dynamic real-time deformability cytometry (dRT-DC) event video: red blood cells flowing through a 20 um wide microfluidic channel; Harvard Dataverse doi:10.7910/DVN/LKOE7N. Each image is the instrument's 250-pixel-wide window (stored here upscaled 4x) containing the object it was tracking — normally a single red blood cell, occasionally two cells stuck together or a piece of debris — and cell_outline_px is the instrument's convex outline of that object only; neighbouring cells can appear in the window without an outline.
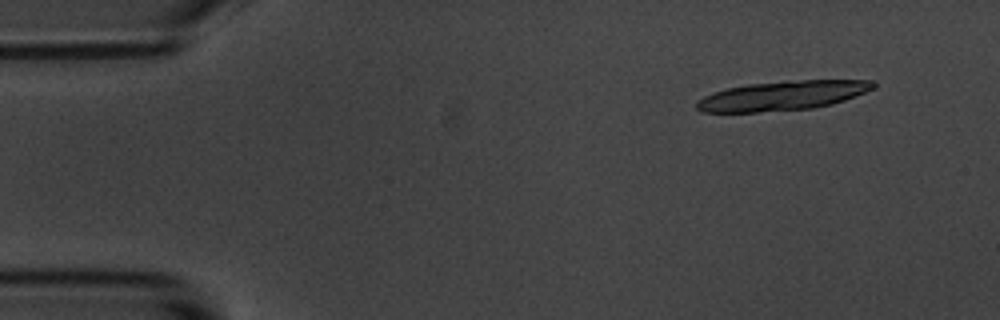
{"species": "common noctule bat (a hibernating species)", "species_latin": "Nyctalus noctula", "temperature_condition": "room temperature", "stored_images_in_passage": 6, "camera_frame_rate_fps": 3000, "um_per_image_px": 0.085, "animal": {"sex": "male", "body_mass_g": 20.1, "forearm_length_mm": 53.5}, "frame": {"image": 1, "passage_image": 1, "time_ms": 0.0, "image_size_px": [1000, 320], "cell_outline_px": [[876, 84], [872, 88], [864, 92], [844, 100], [832, 104], [812, 108], [756, 112], [700, 112], [696, 108], [696, 100], [704, 96], [728, 88], [748, 84], [788, 80], [872, 80]], "centroid_in_image_um": [66.48, 8.13], "position_along_channel_um": 18.5, "area_um2": 30.06}}